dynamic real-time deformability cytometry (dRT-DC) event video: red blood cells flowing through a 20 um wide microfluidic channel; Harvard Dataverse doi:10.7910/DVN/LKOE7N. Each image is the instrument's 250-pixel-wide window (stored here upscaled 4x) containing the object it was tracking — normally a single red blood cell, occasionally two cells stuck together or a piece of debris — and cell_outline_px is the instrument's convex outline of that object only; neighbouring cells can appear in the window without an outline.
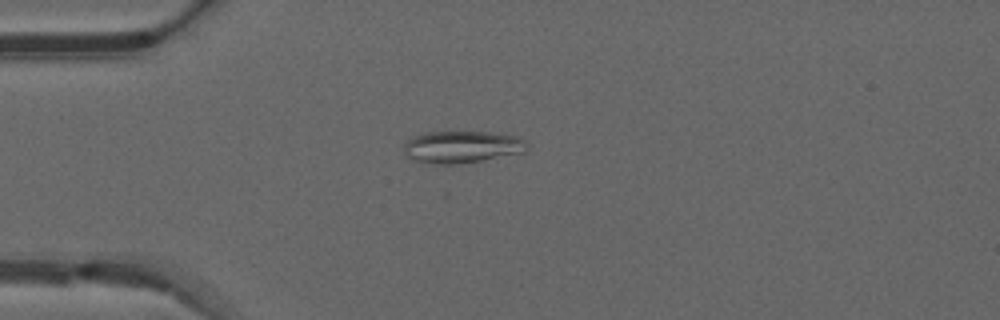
{"species": "common noctule bat (a hibernating species)", "species_latin": "Nyctalus noctula", "temperature_condition": "warm", "stored_images_in_passage": 20, "camera_frame_rate_fps": 3000, "um_per_image_px": 0.085, "animal": {"sex": "male", "forearm_length_mm": 52.5}, "frame": {"image": 1, "passage_image": 2, "time_ms": 0.333, "image_size_px": [1000, 320], "cell_outline_px": [[528, 144], [524, 152], [480, 160], [456, 164], [432, 164], [416, 160], [408, 156], [404, 152], [404, 144], [412, 136], [424, 132], [492, 132], [520, 136]], "centroid_in_image_um": [39.26, 12.47], "position_along_channel_um": 45.7, "area_um2": 22.95}}
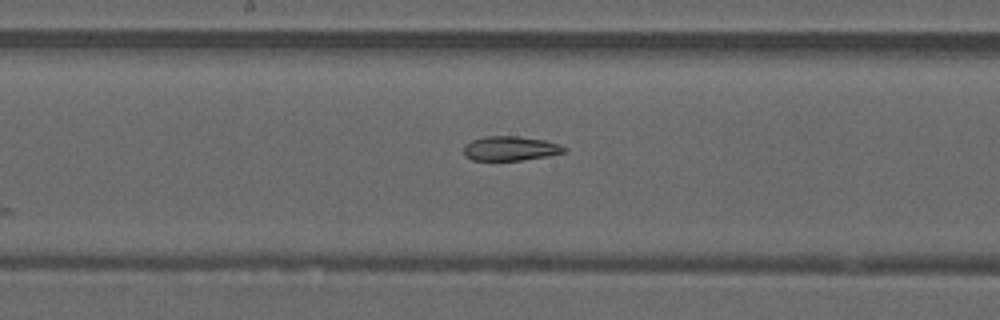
{"frame": {"image": 2, "passage_image": 15, "time_ms": 4.667, "image_size_px": [1000, 320], "cell_outline_px": [[568, 152], [548, 156], [520, 160], [472, 160], [464, 156], [464, 144], [472, 140], [484, 136], [516, 136], [544, 140], [560, 144], [568, 148]], "centroid_in_image_um": [43.4, 12.62], "position_along_channel_um": 204.8, "area_um2": 14.45}}
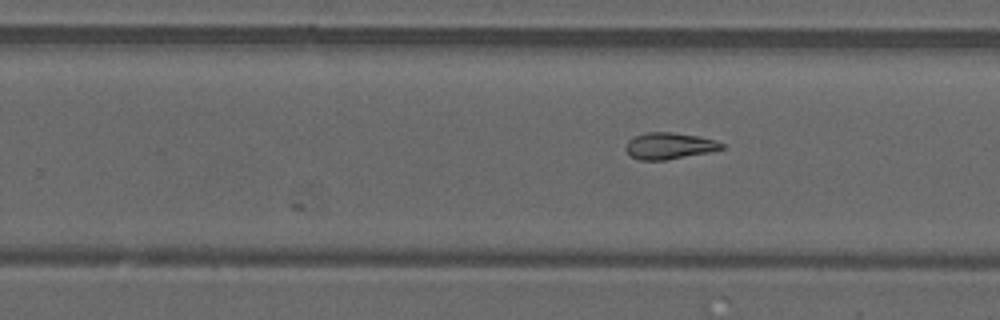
{"frame": {"image": 3, "passage_image": 20, "time_ms": 6.333, "image_size_px": [1000, 320], "cell_outline_px": [[724, 148], [712, 152], [664, 160], [640, 160], [632, 156], [624, 148], [628, 140], [644, 132], [672, 132], [696, 136], [712, 140], [724, 144]], "centroid_in_image_um": [56.87, 12.4], "position_along_channel_um": 272.9, "area_um2": 14.68}}